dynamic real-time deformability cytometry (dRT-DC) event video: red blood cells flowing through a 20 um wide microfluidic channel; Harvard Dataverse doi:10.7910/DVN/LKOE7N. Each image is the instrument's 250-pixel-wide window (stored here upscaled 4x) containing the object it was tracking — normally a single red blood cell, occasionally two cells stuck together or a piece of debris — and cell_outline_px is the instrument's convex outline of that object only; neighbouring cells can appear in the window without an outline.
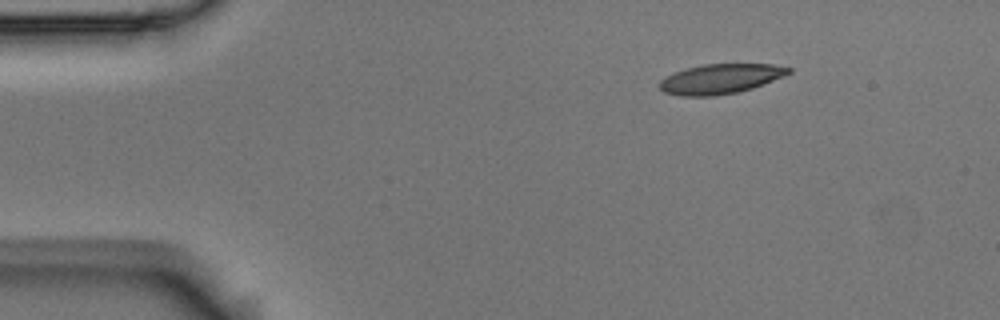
{"species": "Egyptian fruit bat (a non-hibernating species)", "species_latin": "Rousettus aegyptiacus", "temperature_condition": "room temperature", "stored_images_in_passage": 4, "camera_frame_rate_fps": 3000, "um_per_image_px": 0.085, "animal": {"sex": "male"}, "frame": {"image": 1, "passage_image": 1, "time_ms": 0.0, "image_size_px": [1000, 320], "cell_outline_px": [[792, 72], [784, 76], [752, 88], [736, 92], [712, 96], [680, 96], [664, 92], [656, 84], [664, 76], [672, 72], [704, 64], [772, 64], [792, 68]], "centroid_in_image_um": [61.19, 6.7], "position_along_channel_um": 23.8, "area_um2": 22.48}}
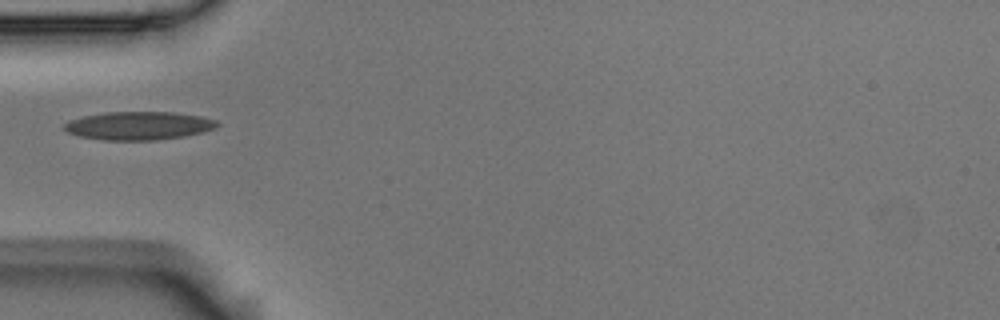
{"frame": {"image": 2, "passage_image": 4, "time_ms": 1.0, "image_size_px": [1000, 320], "cell_outline_px": [[220, 124], [216, 128], [204, 132], [184, 136], [156, 140], [104, 140], [80, 136], [68, 132], [64, 128], [64, 124], [68, 120], [84, 116], [108, 112], [172, 112], [200, 116], [216, 120]], "centroid_in_image_um": [11.82, 10.68], "position_along_channel_um": 73.2, "area_um2": 25.14}}